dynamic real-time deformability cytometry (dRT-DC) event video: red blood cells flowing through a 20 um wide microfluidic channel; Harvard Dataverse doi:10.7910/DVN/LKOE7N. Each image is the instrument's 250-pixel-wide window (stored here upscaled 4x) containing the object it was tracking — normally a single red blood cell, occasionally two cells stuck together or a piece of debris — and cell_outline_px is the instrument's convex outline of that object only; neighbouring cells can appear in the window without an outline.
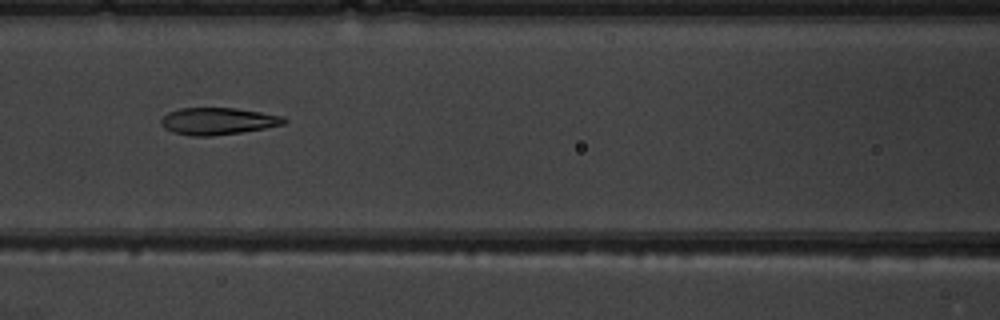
{"species": "common noctule bat (a hibernating species)", "species_latin": "Nyctalus noctula", "temperature_condition": "warm", "stored_images_in_passage": 7, "camera_frame_rate_fps": 3000, "um_per_image_px": 0.085, "animal": {"sex": "male", "body_mass_g": 19.5, "forearm_length_mm": 54.6}, "frame": {"image": 1, "passage_image": 5, "time_ms": 5.667, "image_size_px": [1000, 320], "cell_outline_px": [[288, 120], [284, 124], [264, 128], [240, 132], [212, 136], [192, 136], [172, 132], [164, 128], [160, 124], [160, 120], [168, 112], [180, 108], [236, 108], [284, 116]], "centroid_in_image_um": [18.5, 10.29], "position_along_channel_um": 148.1, "area_um2": 19.36}}
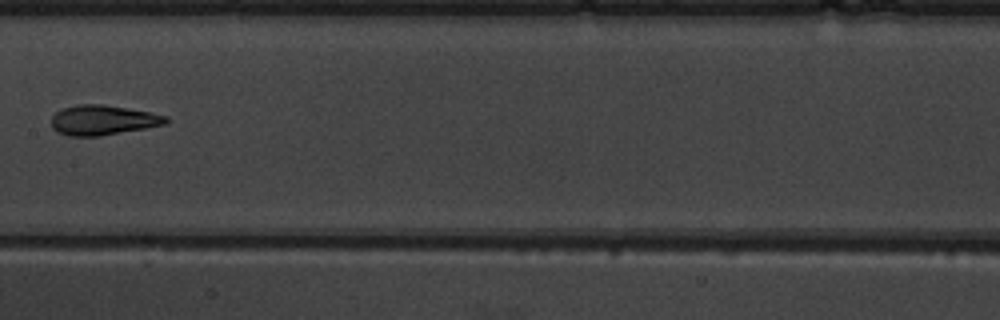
{"frame": {"image": 2, "passage_image": 6, "time_ms": 7.0, "image_size_px": [1000, 320], "cell_outline_px": [[168, 120], [164, 124], [144, 128], [100, 136], [68, 136], [56, 132], [52, 128], [52, 116], [60, 108], [76, 104], [104, 104], [128, 108], [168, 116]], "centroid_in_image_um": [8.68, 10.2], "position_along_channel_um": 198.7, "area_um2": 20.0}}
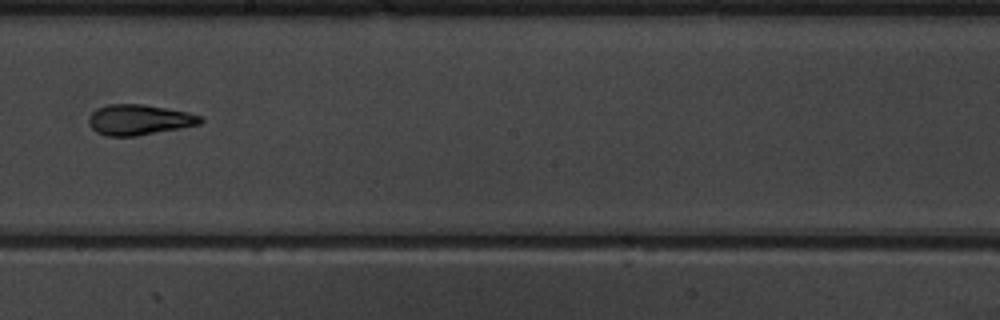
{"frame": {"image": 3, "passage_image": 7, "time_ms": 8.0, "image_size_px": [1000, 320], "cell_outline_px": [[204, 120], [200, 124], [180, 128], [136, 136], [108, 136], [96, 132], [88, 124], [88, 116], [96, 108], [108, 104], [144, 104], [168, 108], [188, 112], [200, 116]], "centroid_in_image_um": [11.8, 10.17], "position_along_channel_um": 236.4, "area_um2": 19.94}}